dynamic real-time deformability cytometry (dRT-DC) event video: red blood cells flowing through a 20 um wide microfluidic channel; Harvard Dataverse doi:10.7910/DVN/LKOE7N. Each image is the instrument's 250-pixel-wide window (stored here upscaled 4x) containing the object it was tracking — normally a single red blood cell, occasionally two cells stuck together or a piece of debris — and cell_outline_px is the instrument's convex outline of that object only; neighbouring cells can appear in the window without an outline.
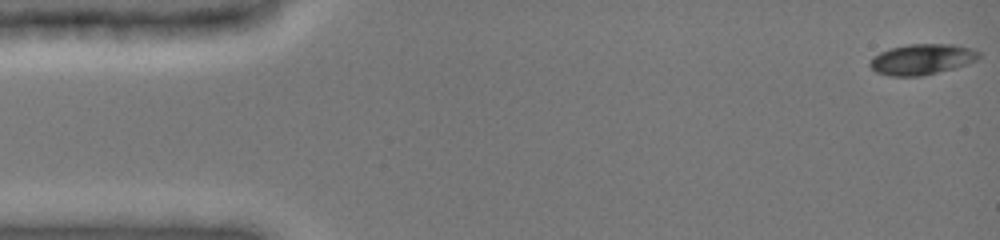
{"species": "common noctule bat (a hibernating species)", "species_latin": "Nyctalus noctula", "temperature_condition": "cold", "stored_images_in_passage": 16, "camera_frame_rate_fps": 3000, "um_per_image_px": 0.085, "animal": {"sex": "female", "body_mass_g": 19.0, "forearm_length_mm": 51.5}, "frame": {"image": 1, "passage_image": 1, "time_ms": 0.0, "image_size_px": [1000, 240], "cell_outline_px": [[980, 56], [976, 60], [968, 64], [956, 68], [920, 76], [892, 76], [876, 72], [868, 64], [880, 52], [892, 48], [908, 44], [956, 44], [972, 48], [980, 52]], "centroid_in_image_um": [78.42, 5.04], "position_along_channel_um": 6.6, "area_um2": 19.42}}
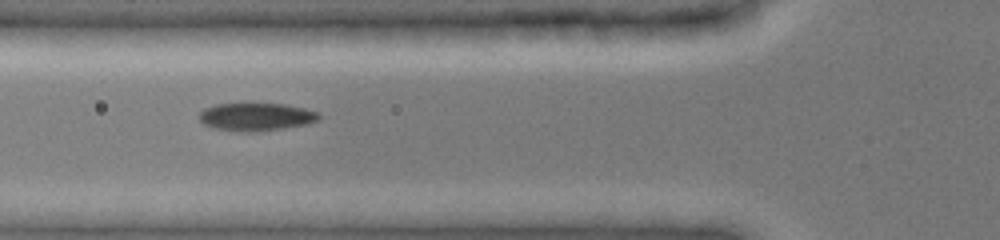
{"frame": {"image": 2, "passage_image": 10, "time_ms": 5.667, "image_size_px": [1000, 240], "cell_outline_px": [[320, 120], [304, 124], [284, 128], [256, 132], [240, 132], [212, 128], [204, 124], [200, 120], [200, 112], [204, 108], [216, 104], [248, 100], [284, 104], [304, 108], [320, 112]], "centroid_in_image_um": [21.75, 9.88], "position_along_channel_um": 104.1, "area_um2": 20.46}}
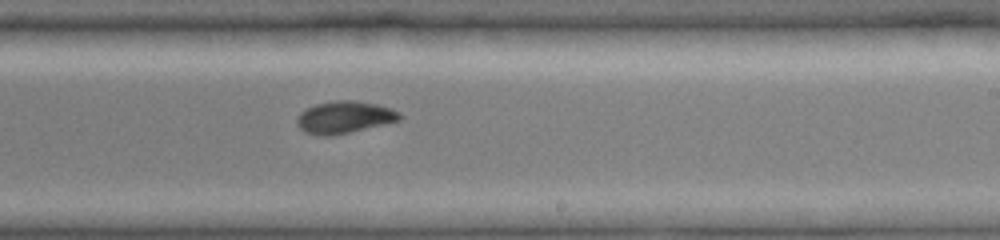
{"frame": {"image": 3, "passage_image": 16, "time_ms": 9.667, "image_size_px": [1000, 240], "cell_outline_px": [[400, 120], [332, 136], [316, 136], [304, 132], [296, 124], [296, 120], [300, 112], [316, 104], [336, 100], [352, 100], [376, 104], [392, 108], [400, 112]], "centroid_in_image_um": [29.24, 9.97], "position_along_channel_um": 259.8, "area_um2": 19.19}}